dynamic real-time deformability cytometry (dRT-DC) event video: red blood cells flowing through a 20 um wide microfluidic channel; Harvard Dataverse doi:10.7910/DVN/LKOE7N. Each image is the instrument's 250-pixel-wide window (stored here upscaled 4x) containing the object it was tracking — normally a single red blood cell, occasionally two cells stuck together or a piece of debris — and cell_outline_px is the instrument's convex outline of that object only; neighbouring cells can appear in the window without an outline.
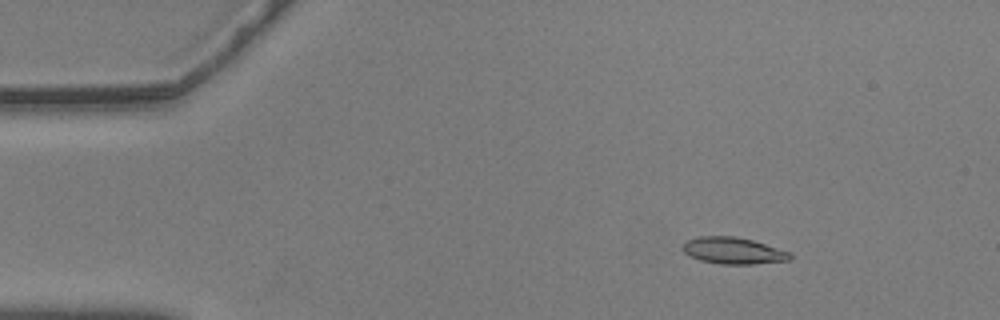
{"species": "common noctule bat (a hibernating species)", "species_latin": "Nyctalus noctula", "temperature_condition": "warm", "stored_images_in_passage": 51, "camera_frame_rate_fps": 3000, "um_per_image_px": 0.085, "animal": {"sex": "male", "body_mass_g": 20.5, "forearm_length_mm": 52.5}, "frame": {"image": 1, "passage_image": 2, "time_ms": 0.333, "image_size_px": [1000, 320], "cell_outline_px": [[792, 260], [752, 264], [720, 264], [700, 260], [684, 252], [680, 248], [684, 240], [700, 236], [736, 236], [752, 240], [792, 252]], "centroid_in_image_um": [62.32, 21.3], "position_along_channel_um": 22.7, "area_um2": 16.88}}
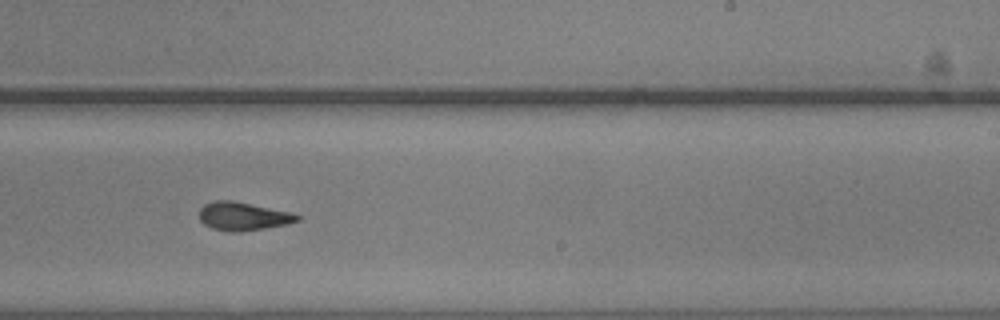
{"frame": {"image": 2, "passage_image": 29, "time_ms": 9.333, "image_size_px": [1000, 320], "cell_outline_px": [[300, 220], [288, 224], [240, 232], [228, 232], [212, 228], [204, 224], [200, 220], [200, 208], [204, 204], [216, 200], [232, 200], [292, 212], [300, 216]], "centroid_in_image_um": [20.66, 18.38], "position_along_channel_um": 268.3, "area_um2": 16.24}}
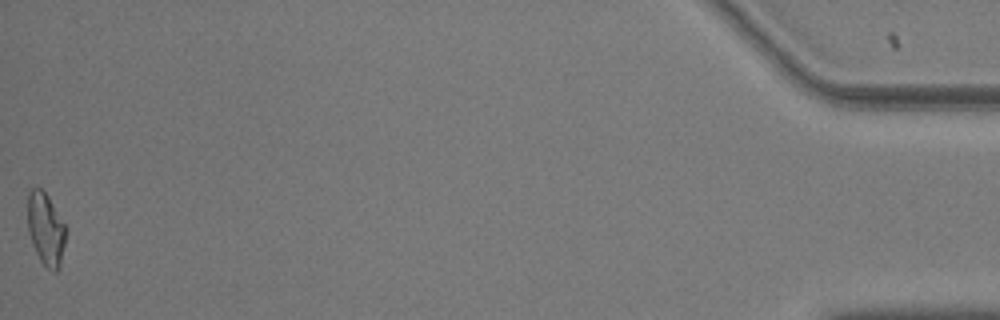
{"frame": {"image": 3, "passage_image": 51, "time_ms": 16.667, "image_size_px": [1000, 320], "cell_outline_px": [[64, 244], [60, 268], [56, 272], [52, 272], [40, 260], [32, 244], [28, 232], [28, 192], [32, 188], [40, 188], [48, 196], [64, 224]], "centroid_in_image_um": [3.87, 19.49], "position_along_channel_um": 431.3, "area_um2": 15.84}, "authors_computed_cell_mechanics": {"area_um2": 16.3574, "velocity_mm_per_s": 3.5768, "shape_relaxation_time_tau1_ms": null, "shape_relaxation_time_tau2_ms": 3.6153, "deformation_change_tau1": null, "deformation_change_tau2": 0.1042}}